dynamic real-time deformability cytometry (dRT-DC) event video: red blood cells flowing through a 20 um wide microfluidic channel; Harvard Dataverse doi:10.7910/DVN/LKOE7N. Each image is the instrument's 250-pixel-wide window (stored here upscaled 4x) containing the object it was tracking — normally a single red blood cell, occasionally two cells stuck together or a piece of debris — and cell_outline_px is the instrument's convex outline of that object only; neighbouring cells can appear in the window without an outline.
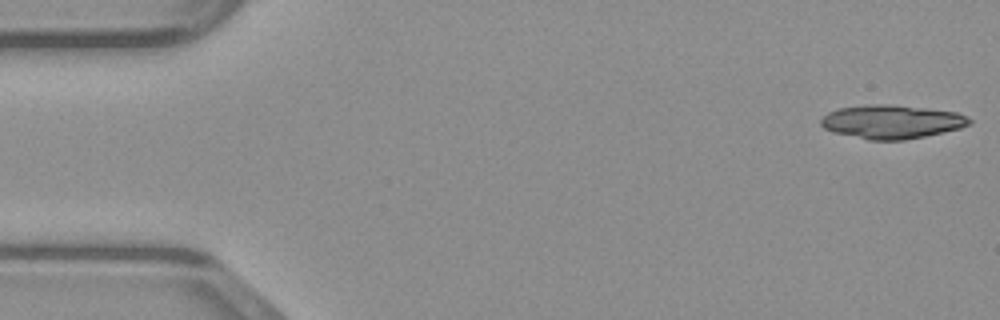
{"species": "common noctule bat (a hibernating species)", "species_latin": "Nyctalus noctula", "temperature_condition": "warm", "stored_images_in_passage": 15, "camera_frame_rate_fps": 3000, "um_per_image_px": 0.085, "animal": {"sex": "male", "body_mass_g": 23.1, "forearm_length_mm": 52.7}, "frame": {"image": 1, "passage_image": 1, "time_ms": 0.0, "image_size_px": [1000, 320], "cell_outline_px": [[972, 124], [960, 128], [924, 136], [904, 140], [868, 140], [832, 132], [824, 128], [820, 124], [820, 120], [828, 112], [840, 108], [864, 104], [888, 104], [924, 108], [956, 112], [972, 120]], "centroid_in_image_um": [75.76, 10.35], "position_along_channel_um": 9.2, "area_um2": 29.07}}